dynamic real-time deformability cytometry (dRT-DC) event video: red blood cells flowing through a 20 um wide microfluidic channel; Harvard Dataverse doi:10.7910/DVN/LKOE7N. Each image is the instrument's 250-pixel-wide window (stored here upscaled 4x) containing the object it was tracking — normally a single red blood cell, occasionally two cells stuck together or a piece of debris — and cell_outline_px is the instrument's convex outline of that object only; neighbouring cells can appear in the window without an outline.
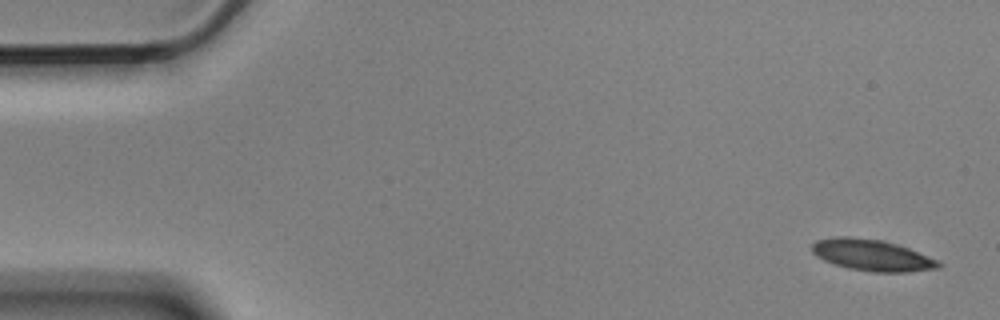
{"species": "Egyptian fruit bat (a non-hibernating species)", "species_latin": "Rousettus aegyptiacus", "temperature_condition": "cold", "stored_images_in_passage": 5, "camera_frame_rate_fps": 3000, "um_per_image_px": 0.085, "animal": {"sex": "male"}, "frame": {"image": 1, "passage_image": 1, "time_ms": 0.0, "image_size_px": [1000, 320], "cell_outline_px": [[944, 264], [940, 268], [908, 272], [872, 272], [848, 268], [824, 260], [816, 256], [812, 252], [812, 244], [816, 240], [840, 236], [844, 236], [880, 240], [896, 244], [908, 248], [940, 260]], "centroid_in_image_um": [74.17, 21.7], "position_along_channel_um": 10.8, "area_um2": 23.12}}
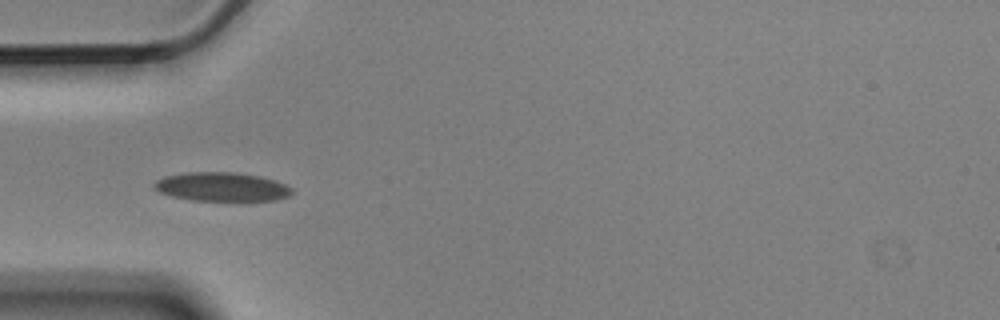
{"frame": {"image": 2, "passage_image": 5, "time_ms": 1.333, "image_size_px": [1000, 320], "cell_outline_px": [[292, 192], [288, 196], [276, 200], [192, 200], [172, 196], [160, 192], [152, 188], [152, 184], [156, 180], [164, 176], [188, 172], [232, 172], [260, 176], [284, 184], [292, 188]], "centroid_in_image_um": [18.79, 15.87], "position_along_channel_um": 66.2, "area_um2": 23.0}}